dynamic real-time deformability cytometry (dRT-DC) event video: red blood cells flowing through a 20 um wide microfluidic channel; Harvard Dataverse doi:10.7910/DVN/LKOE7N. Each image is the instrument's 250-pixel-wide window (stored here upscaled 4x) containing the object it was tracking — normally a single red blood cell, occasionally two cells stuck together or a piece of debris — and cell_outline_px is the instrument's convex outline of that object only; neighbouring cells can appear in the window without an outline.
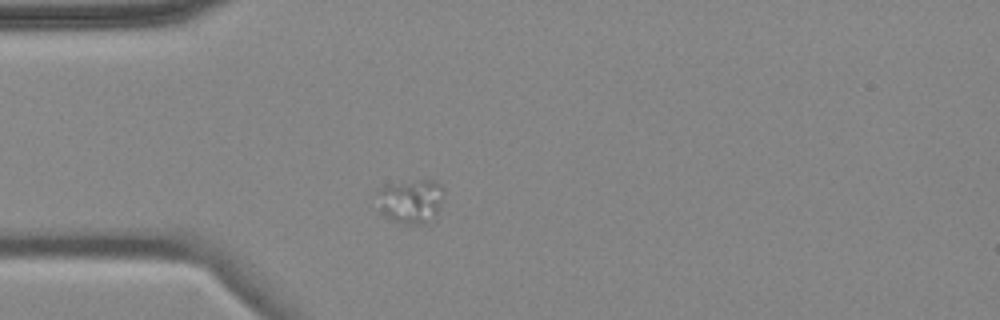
{"species": "common noctule bat (a hibernating species)", "species_latin": "Nyctalus noctula", "temperature_condition": "cold", "stored_images_in_passage": 1, "camera_frame_rate_fps": 3000, "um_per_image_px": 0.085, "animal": {"sex": "female", "body_mass_g": 18.4}, "frame": {"image": 1, "passage_image": 1, "time_ms": 0.0, "image_size_px": [1000, 320], "cell_outline_px": [[444, 192], [436, 216], [424, 224], [408, 224], [384, 216], [376, 192], [376, 188], [384, 184], [420, 180], [432, 180], [440, 184], [444, 188]], "centroid_in_image_um": [34.92, 17.06], "position_along_channel_um": 50.1, "area_um2": 17.11}}